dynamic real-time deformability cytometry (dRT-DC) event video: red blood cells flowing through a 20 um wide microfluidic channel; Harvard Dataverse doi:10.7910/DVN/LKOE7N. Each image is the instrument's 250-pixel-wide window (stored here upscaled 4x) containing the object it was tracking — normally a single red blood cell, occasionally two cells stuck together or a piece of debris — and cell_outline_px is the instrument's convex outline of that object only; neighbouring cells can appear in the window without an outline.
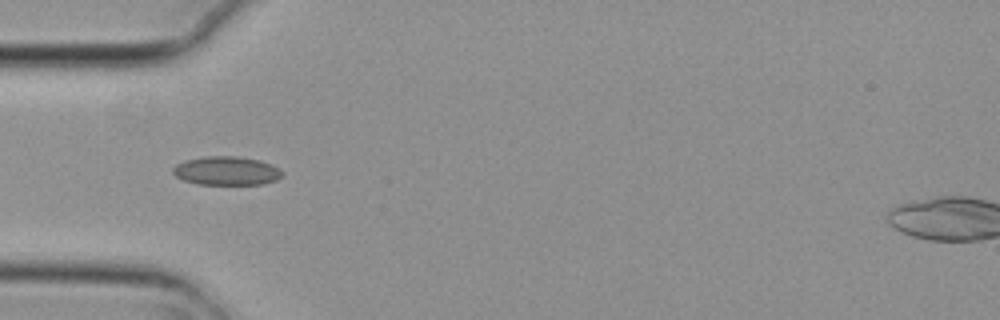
{"species": "common noctule bat (a hibernating species)", "species_latin": "Nyctalus noctula", "temperature_condition": "cold", "stored_images_in_passage": 8, "camera_frame_rate_fps": 3000, "um_per_image_px": 0.085, "animal": {"sex": "female", "body_mass_g": 29.2, "forearm_length_mm": 56.3}, "frame": {"image": 1, "passage_image": 3, "time_ms": 0.667, "image_size_px": [1000, 320], "cell_outline_px": [[284, 172], [276, 180], [264, 184], [200, 184], [184, 180], [176, 176], [172, 172], [172, 168], [176, 164], [184, 160], [204, 156], [236, 156], [260, 160]], "centroid_in_image_um": [19.21, 14.51], "position_along_channel_um": 65.8, "area_um2": 18.15}}
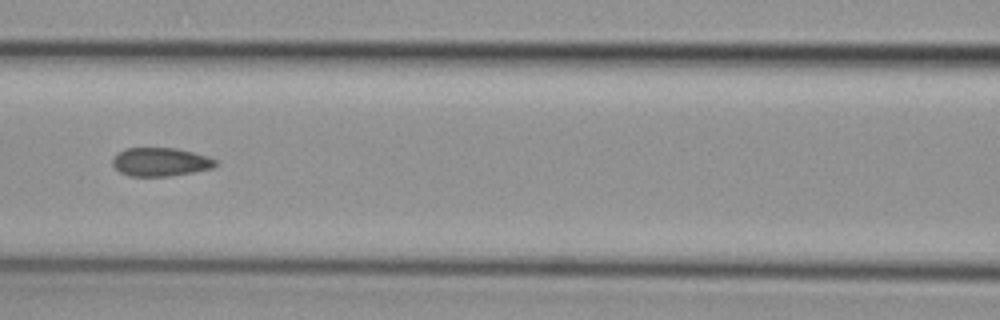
{"frame": {"image": 2, "passage_image": 5, "time_ms": 1.333, "image_size_px": [1000, 320], "cell_outline_px": [[216, 164], [212, 168], [192, 172], [168, 176], [128, 176], [120, 172], [112, 164], [112, 156], [116, 152], [124, 148], [176, 148], [208, 156], [216, 160]], "centroid_in_image_um": [13.58, 13.75], "position_along_channel_um": 153.0, "area_um2": 17.17}}
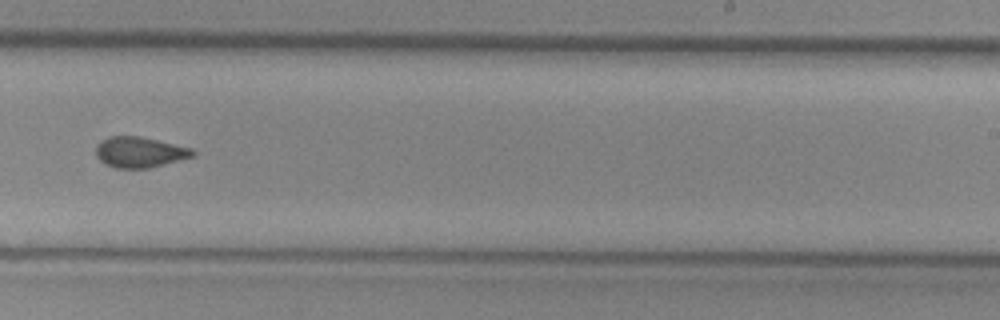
{"frame": {"image": 3, "passage_image": 8, "time_ms": 2.333, "image_size_px": [1000, 320], "cell_outline_px": [[196, 156], [148, 168], [116, 168], [104, 164], [96, 156], [96, 148], [108, 136], [140, 136], [192, 148], [196, 152]], "centroid_in_image_um": [11.9, 12.94], "position_along_channel_um": 277.1, "area_um2": 17.22}}